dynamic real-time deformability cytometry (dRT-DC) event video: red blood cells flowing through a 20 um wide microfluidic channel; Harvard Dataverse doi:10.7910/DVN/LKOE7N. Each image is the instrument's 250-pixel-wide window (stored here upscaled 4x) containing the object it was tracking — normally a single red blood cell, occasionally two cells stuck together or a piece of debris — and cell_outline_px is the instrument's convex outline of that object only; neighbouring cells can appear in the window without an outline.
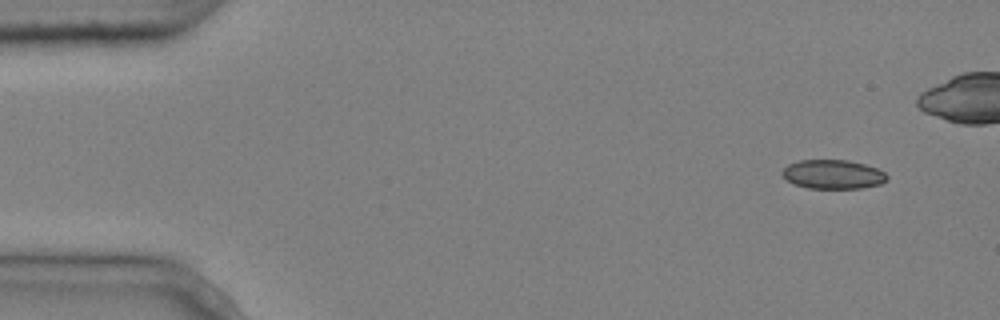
{"species": "common noctule bat (a hibernating species)", "species_latin": "Nyctalus noctula", "temperature_condition": "cold", "stored_images_in_passage": 5, "camera_frame_rate_fps": 3000, "um_per_image_px": 0.085, "animal": {"sex": "male", "body_mass_g": 20.4}, "frame": {"image": 1, "passage_image": 1, "time_ms": 0.0, "image_size_px": [1000, 320], "cell_outline_px": [[888, 180], [880, 184], [860, 188], [808, 188], [792, 184], [780, 172], [788, 164], [800, 160], [848, 160], [864, 164], [876, 168], [884, 172], [888, 176]], "centroid_in_image_um": [70.8, 14.82], "position_along_channel_um": 14.2, "area_um2": 17.74}}